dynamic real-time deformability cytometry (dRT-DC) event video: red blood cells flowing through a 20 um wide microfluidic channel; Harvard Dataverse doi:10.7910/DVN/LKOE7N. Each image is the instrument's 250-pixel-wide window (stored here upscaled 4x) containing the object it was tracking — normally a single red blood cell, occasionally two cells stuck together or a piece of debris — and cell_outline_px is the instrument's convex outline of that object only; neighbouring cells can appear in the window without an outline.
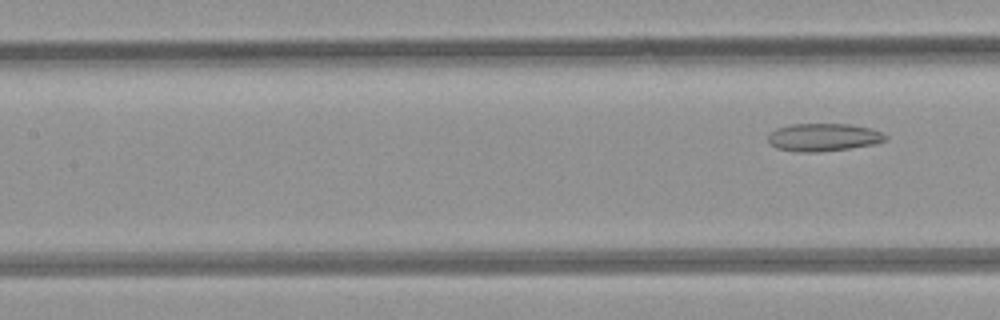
{"species": "common noctule bat (a hibernating species)", "species_latin": "Nyctalus noctula", "temperature_condition": "room temperature", "stored_images_in_passage": 7, "camera_frame_rate_fps": 3000, "um_per_image_px": 0.085, "animal": {"sex": "female", "body_mass_g": 21.9}, "frame": {"image": 1, "passage_image": 7, "time_ms": 8.0, "image_size_px": [1000, 320], "cell_outline_px": [[888, 136], [884, 140], [872, 144], [848, 148], [816, 152], [796, 152], [776, 148], [768, 140], [768, 136], [776, 128], [792, 124], [848, 124], [872, 128]], "centroid_in_image_um": [69.97, 11.66], "position_along_channel_um": 137.4, "area_um2": 18.79}}